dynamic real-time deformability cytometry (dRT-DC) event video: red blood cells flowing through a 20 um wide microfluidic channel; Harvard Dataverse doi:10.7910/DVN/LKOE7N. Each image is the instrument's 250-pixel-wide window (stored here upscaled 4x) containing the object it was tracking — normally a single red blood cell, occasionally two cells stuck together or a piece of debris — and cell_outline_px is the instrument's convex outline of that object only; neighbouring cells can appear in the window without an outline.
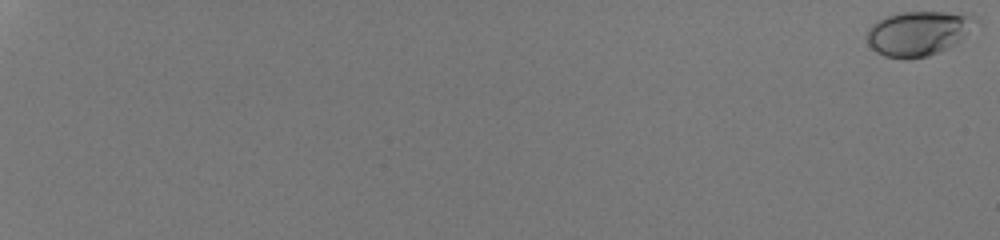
{"species": "human", "species_latin": "Homo sapiens", "temperature_condition": "room temperature", "stored_images_in_passage": 56, "camera_frame_rate_fps": 3000, "um_per_image_px": 0.085, "donor": {"sex": "male"}, "frame": {"image": 1, "passage_image": 1, "time_ms": 0.0, "image_size_px": [1000, 240], "cell_outline_px": [[980, 20], [956, 44], [940, 52], [928, 56], [908, 60], [904, 60], [884, 56], [876, 52], [868, 44], [864, 36], [868, 28], [876, 20], [900, 12], [944, 12], [976, 16]], "centroid_in_image_um": [78.01, 2.85], "position_along_channel_um": 7.0, "area_um2": 28.67}}
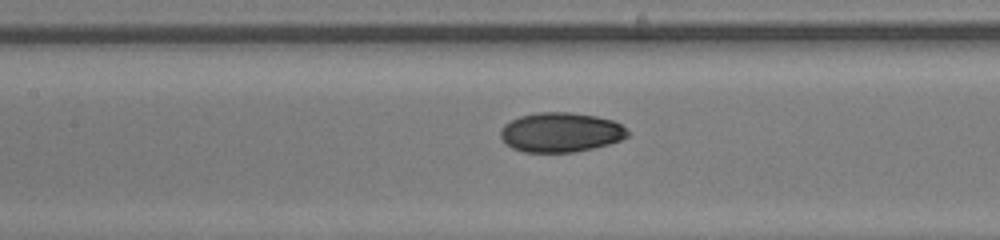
{"frame": {"image": 2, "passage_image": 33, "time_ms": 10.667, "image_size_px": [1000, 240], "cell_outline_px": [[632, 132], [628, 136], [620, 140], [608, 144], [576, 152], [524, 152], [512, 148], [500, 136], [500, 128], [504, 124], [520, 116], [536, 112], [572, 112], [596, 116], [612, 120], [620, 124]], "centroid_in_image_um": [47.67, 11.24], "position_along_channel_um": 159.7, "area_um2": 29.42}}
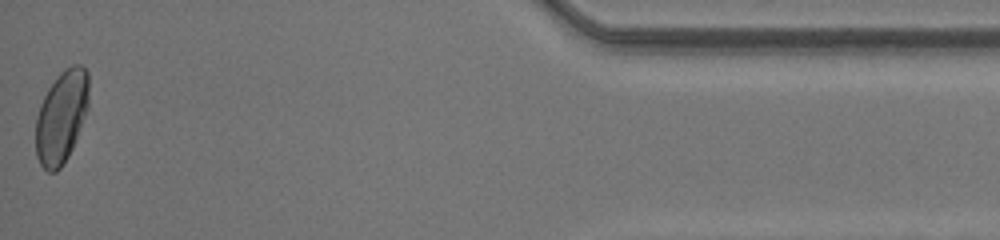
{"frame": {"image": 3, "passage_image": 56, "time_ms": 18.333, "image_size_px": [1000, 240], "cell_outline_px": [[88, 108], [76, 140], [68, 156], [60, 168], [56, 172], [48, 172], [40, 164], [36, 156], [36, 116], [40, 104], [48, 88], [60, 72], [64, 68], [72, 64], [80, 64], [88, 72]], "centroid_in_image_um": [5.22, 9.92], "position_along_channel_um": 430.0, "area_um2": 28.73}, "authors_computed_cell_mechanics": {"area_um2": 28.3509, "velocity_mm_per_s": 4.2577, "shape_relaxation_time_tau1_ms": 3.7875, "shape_relaxation_time_tau2_ms": 0.7365, "deformation_change_tau1": 0.1425, "deformation_change_tau2": 0.0317}}